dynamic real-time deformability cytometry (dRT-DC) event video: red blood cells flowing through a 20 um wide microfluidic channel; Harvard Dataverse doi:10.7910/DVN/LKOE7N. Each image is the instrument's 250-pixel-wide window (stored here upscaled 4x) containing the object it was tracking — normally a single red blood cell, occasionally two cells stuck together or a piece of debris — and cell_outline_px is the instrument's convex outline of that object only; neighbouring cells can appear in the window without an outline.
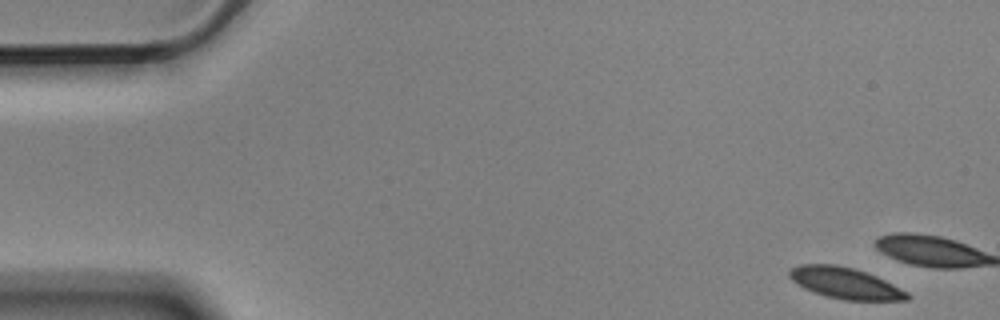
{"species": "Egyptian fruit bat (a non-hibernating species)", "species_latin": "Rousettus aegyptiacus", "temperature_condition": "cold", "stored_images_in_passage": 5, "camera_frame_rate_fps": 3000, "um_per_image_px": 0.085, "animal": {"sex": "male"}, "frame": {"image": 1, "passage_image": 1, "time_ms": 0.0, "image_size_px": [1000, 320], "cell_outline_px": [[912, 296], [908, 300], [844, 300], [828, 296], [804, 288], [796, 284], [788, 276], [788, 272], [792, 268], [800, 264], [836, 264], [852, 268], [876, 276], [908, 292]], "centroid_in_image_um": [71.84, 24.06], "position_along_channel_um": 13.2, "area_um2": 21.21}}